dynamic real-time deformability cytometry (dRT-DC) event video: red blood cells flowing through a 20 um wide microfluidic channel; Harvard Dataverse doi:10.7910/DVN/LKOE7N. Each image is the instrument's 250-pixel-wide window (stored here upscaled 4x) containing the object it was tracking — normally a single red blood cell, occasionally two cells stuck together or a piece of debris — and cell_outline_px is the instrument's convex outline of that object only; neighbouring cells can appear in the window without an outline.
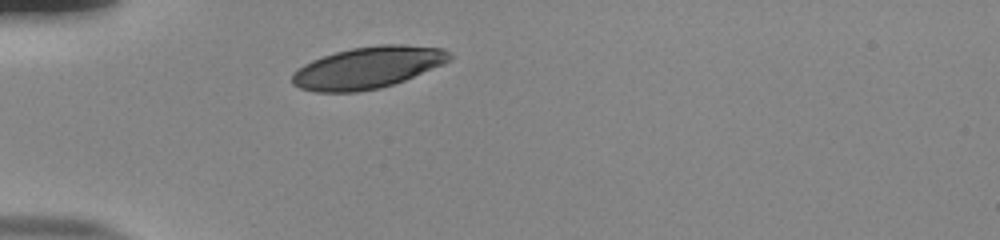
{"species": "human", "species_latin": "Homo sapiens", "temperature_condition": "room temperature", "stored_images_in_passage": 30, "camera_frame_rate_fps": 3000, "um_per_image_px": 0.085, "donor": {"sex": "male"}, "frame": {"image": 1, "passage_image": 1, "time_ms": 0.0, "image_size_px": [1000, 240], "cell_outline_px": [[452, 56], [444, 64], [404, 80], [380, 88], [356, 92], [316, 92], [300, 88], [292, 84], [292, 72], [304, 64], [312, 60], [336, 52], [352, 48], [380, 44], [404, 44], [444, 48], [452, 52]], "centroid_in_image_um": [31.27, 5.74], "position_along_channel_um": 53.7, "area_um2": 38.32}}
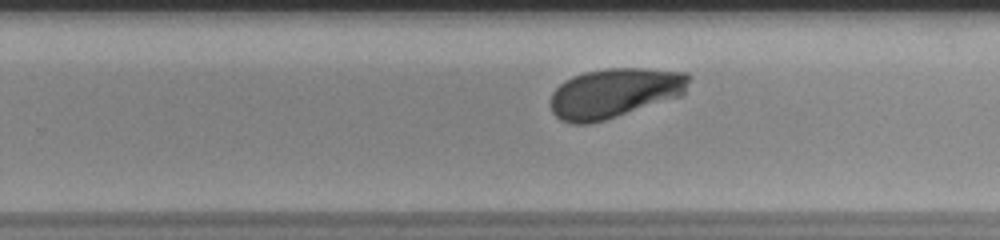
{"frame": {"image": 2, "passage_image": 20, "time_ms": 6.333, "image_size_px": [1000, 240], "cell_outline_px": [[692, 76], [684, 92], [680, 96], [604, 120], [588, 124], [572, 124], [560, 120], [552, 112], [548, 104], [552, 92], [564, 80], [572, 76], [584, 72], [608, 68], [644, 68], [688, 72]], "centroid_in_image_um": [52.2, 7.89], "position_along_channel_um": 277.6, "area_um2": 40.29}}
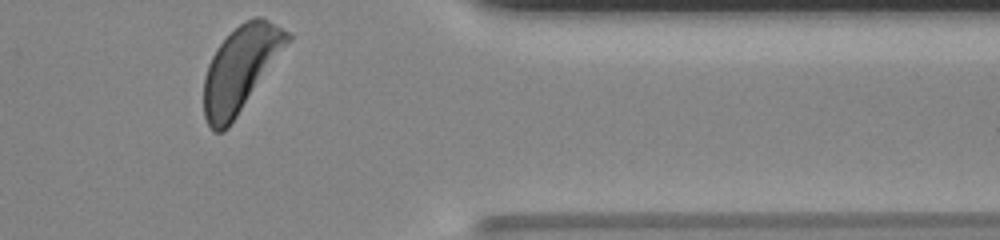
{"frame": {"image": 3, "passage_image": 30, "time_ms": 9.667, "image_size_px": [1000, 240], "cell_outline_px": [[292, 36], [228, 128], [224, 132], [212, 132], [204, 116], [204, 76], [208, 64], [216, 48], [240, 24], [256, 16], [260, 16], [268, 20], [288, 32]], "centroid_in_image_um": [20.39, 5.87], "position_along_channel_um": 391.0, "area_um2": 40.23}, "authors_computed_cell_mechanics": {"area_um2": 40.3444, "velocity_mm_per_s": 3.7926, "shape_relaxation_time_tau1_ms": 3.425, "shape_relaxation_time_tau2_ms": null, "deformation_change_tau1": 0.1639, "deformation_change_tau2": null}}